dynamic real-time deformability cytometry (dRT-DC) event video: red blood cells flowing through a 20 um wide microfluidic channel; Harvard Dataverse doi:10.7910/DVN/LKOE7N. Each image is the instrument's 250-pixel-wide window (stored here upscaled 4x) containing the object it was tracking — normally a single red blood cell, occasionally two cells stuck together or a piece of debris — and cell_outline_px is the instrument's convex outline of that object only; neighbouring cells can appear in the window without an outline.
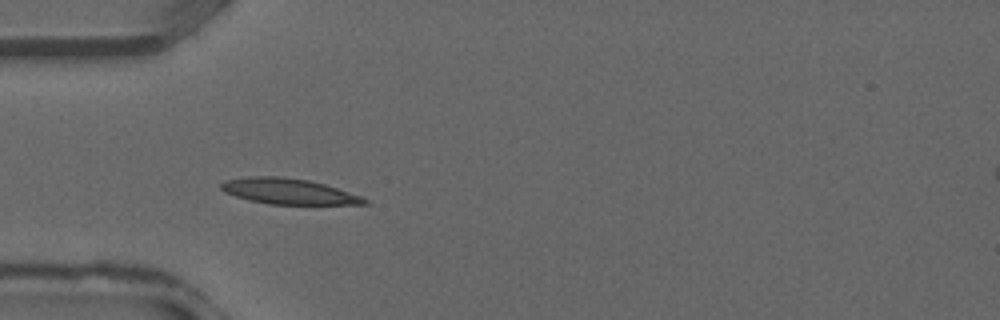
{"species": "common noctule bat (a hibernating species)", "species_latin": "Nyctalus noctula", "temperature_condition": "warm", "stored_images_in_passage": 37, "camera_frame_rate_fps": 3000, "um_per_image_px": 0.085, "animal": {"sex": "male", "forearm_length_mm": 52.5}, "frame": {"image": 1, "passage_image": 11, "time_ms": 3.333, "image_size_px": [1000, 320], "cell_outline_px": [[368, 204], [268, 204], [248, 200], [224, 192], [220, 188], [220, 184], [224, 180], [248, 176], [280, 176], [308, 180], [324, 184], [360, 196], [368, 200]], "centroid_in_image_um": [24.46, 16.26], "position_along_channel_um": 60.5, "area_um2": 21.33}}
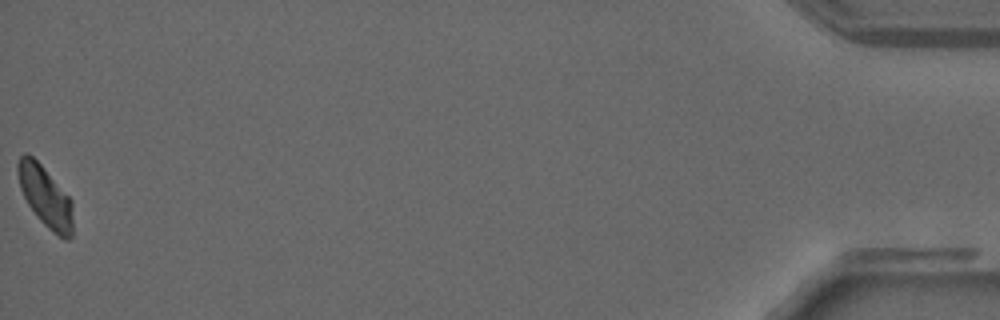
{"frame": {"image": 2, "passage_image": 37, "time_ms": 12.0, "image_size_px": [1000, 320], "cell_outline_px": [[72, 236], [68, 240], [64, 240], [52, 232], [36, 216], [28, 204], [20, 188], [16, 168], [16, 164], [20, 156], [24, 152], [32, 156], [44, 168], [72, 200]], "centroid_in_image_um": [3.84, 16.71], "position_along_channel_um": 431.4, "area_um2": 19.54}}